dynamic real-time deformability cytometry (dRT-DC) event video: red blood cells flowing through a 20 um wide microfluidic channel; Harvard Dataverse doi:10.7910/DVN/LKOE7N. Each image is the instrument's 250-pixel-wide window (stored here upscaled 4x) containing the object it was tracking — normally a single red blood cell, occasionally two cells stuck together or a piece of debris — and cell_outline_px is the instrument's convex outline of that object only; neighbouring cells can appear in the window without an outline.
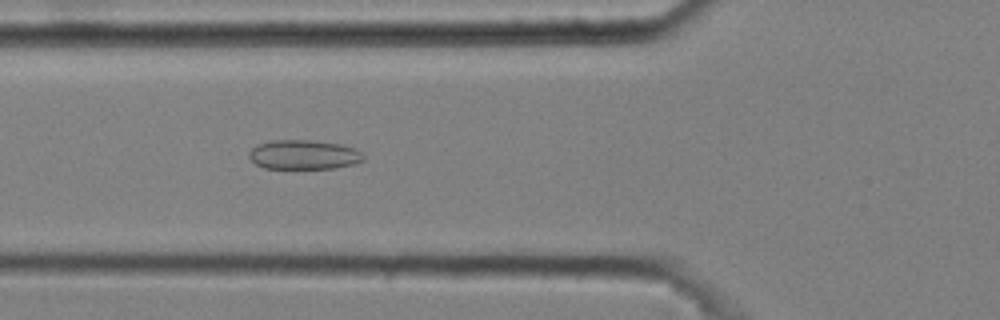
{"species": "common noctule bat (a hibernating species)", "species_latin": "Nyctalus noctula", "temperature_condition": "cold", "stored_images_in_passage": 53, "camera_frame_rate_fps": 3000, "um_per_image_px": 0.085, "animal": {"sex": "male", "body_mass_g": 20.4}, "frame": {"image": 1, "passage_image": 20, "time_ms": 6.333, "image_size_px": [1000, 320], "cell_outline_px": [[364, 160], [356, 164], [336, 168], [264, 168], [256, 164], [248, 156], [248, 152], [256, 144], [272, 140], [312, 140], [340, 144], [356, 148], [364, 156]], "centroid_in_image_um": [25.83, 13.14], "position_along_channel_um": 100.0, "area_um2": 19.77}}
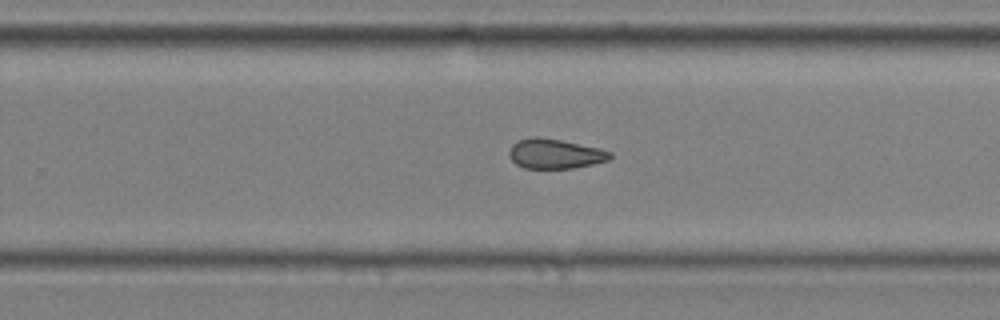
{"frame": {"image": 2, "passage_image": 35, "time_ms": 11.333, "image_size_px": [1000, 320], "cell_outline_px": [[612, 156], [608, 160], [592, 164], [572, 168], [524, 168], [516, 164], [508, 156], [508, 152], [512, 144], [528, 136], [536, 136], [560, 140], [600, 148], [612, 152]], "centroid_in_image_um": [47.15, 13.06], "position_along_channel_um": 282.7, "area_um2": 17.51}}
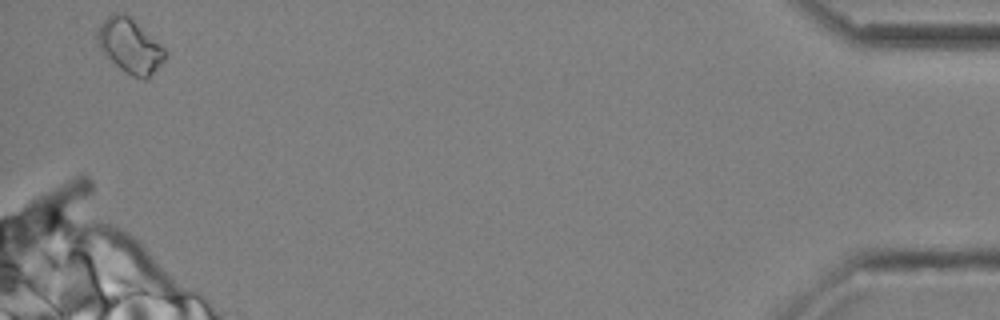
{"frame": {"image": 3, "passage_image": 52, "time_ms": 17.0, "image_size_px": [1000, 320], "cell_outline_px": [[168, 56], [144, 80], [132, 76], [124, 72], [100, 52], [100, 24], [112, 12], [124, 12], [164, 48]], "centroid_in_image_um": [11.04, 3.91], "position_along_channel_um": 424.2, "area_um2": 20.81}, "authors_computed_cell_mechanics": {"area_um2": 18.5538, "velocity_mm_per_s": 3.6554, "shape_relaxation_time_tau1_ms": null, "shape_relaxation_time_tau2_ms": 5.5541, "deformation_change_tau1": null, "deformation_change_tau2": 0.1327}}